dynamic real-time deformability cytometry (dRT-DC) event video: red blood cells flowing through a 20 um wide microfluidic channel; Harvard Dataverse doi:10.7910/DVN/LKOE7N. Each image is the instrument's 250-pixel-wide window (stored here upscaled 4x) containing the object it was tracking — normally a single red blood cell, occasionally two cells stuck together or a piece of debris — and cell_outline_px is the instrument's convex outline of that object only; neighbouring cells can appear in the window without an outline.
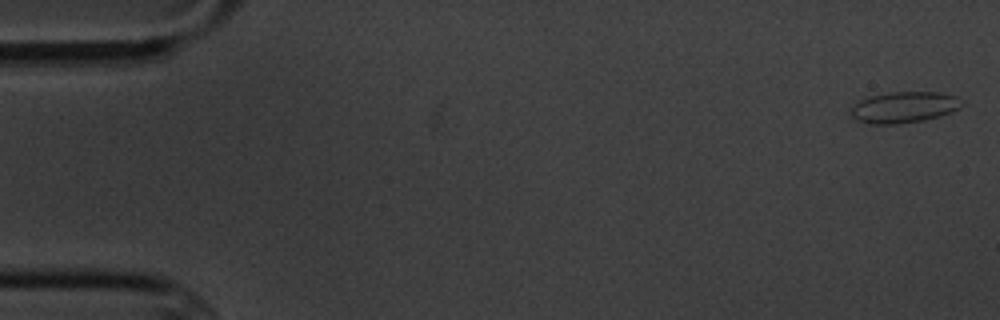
{"species": "common noctule bat (a hibernating species)", "species_latin": "Nyctalus noctula", "temperature_condition": "cold", "stored_images_in_passage": 5, "camera_frame_rate_fps": 3000, "um_per_image_px": 0.085, "animal": {"sex": "male", "body_mass_g": 20.1, "forearm_length_mm": 53.5}, "frame": {"image": 1, "passage_image": 1, "time_ms": 0.0, "image_size_px": [1000, 320], "cell_outline_px": [[964, 104], [960, 108], [952, 112], [940, 116], [924, 120], [896, 124], [872, 124], [856, 120], [848, 112], [860, 100], [868, 96], [888, 92], [940, 92], [956, 96]], "centroid_in_image_um": [76.85, 9.11], "position_along_channel_um": 8.2, "area_um2": 20.29}}
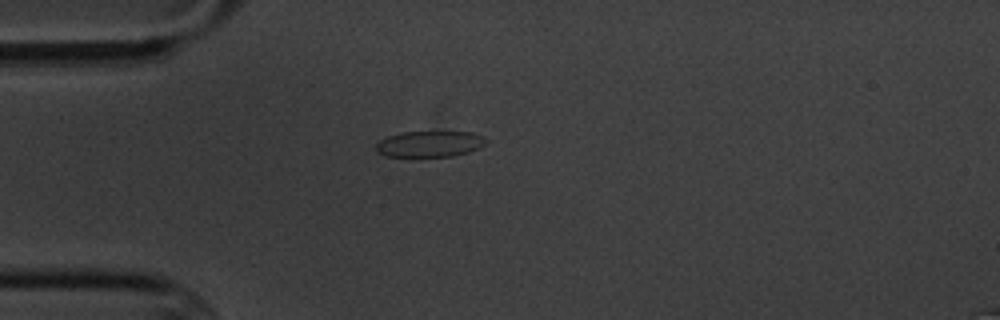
{"frame": {"image": 2, "passage_image": 5, "time_ms": 4.667, "image_size_px": [1000, 320], "cell_outline_px": [[488, 140], [484, 144], [468, 152], [452, 156], [384, 156], [376, 152], [376, 144], [380, 140], [388, 136], [404, 132], [472, 132], [484, 136]], "centroid_in_image_um": [36.51, 12.23], "position_along_channel_um": 48.5, "area_um2": 16.53}}